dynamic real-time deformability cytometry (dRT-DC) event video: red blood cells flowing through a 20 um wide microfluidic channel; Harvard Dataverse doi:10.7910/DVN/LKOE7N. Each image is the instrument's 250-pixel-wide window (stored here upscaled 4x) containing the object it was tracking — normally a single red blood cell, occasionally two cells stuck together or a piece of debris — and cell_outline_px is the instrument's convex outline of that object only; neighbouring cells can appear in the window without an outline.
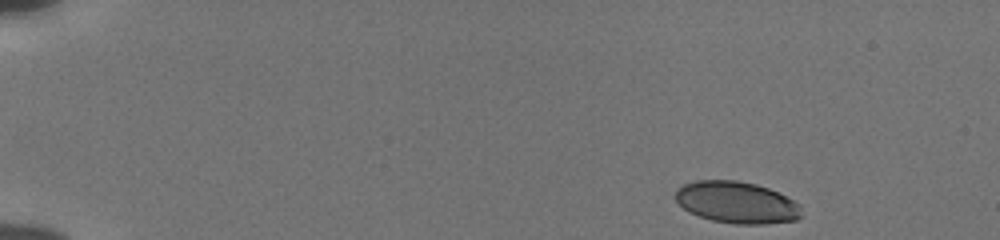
{"species": "human", "species_latin": "Homo sapiens", "temperature_condition": "cold", "stored_images_in_passage": 49, "camera_frame_rate_fps": 3000, "um_per_image_px": 0.085, "donor": {"sex": "male"}, "frame": {"image": 1, "passage_image": 1, "time_ms": 0.0, "image_size_px": [1000, 240], "cell_outline_px": [[804, 216], [796, 220], [764, 224], [736, 224], [712, 220], [688, 212], [672, 196], [684, 184], [696, 180], [736, 180], [756, 184], [768, 188], [800, 204]], "centroid_in_image_um": [62.63, 17.21], "position_along_channel_um": 22.4, "area_um2": 30.69}}
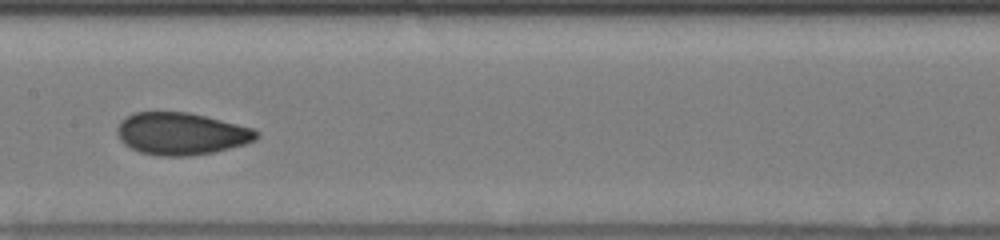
{"frame": {"image": 2, "passage_image": 24, "time_ms": 7.667, "image_size_px": [1000, 240], "cell_outline_px": [[260, 136], [256, 140], [244, 144], [212, 152], [188, 156], [160, 156], [140, 152], [124, 144], [120, 140], [116, 132], [116, 128], [120, 120], [136, 112], [188, 112], [252, 128], [260, 132]], "centroid_in_image_um": [15.38, 11.36], "position_along_channel_um": 192.0, "area_um2": 34.1}}
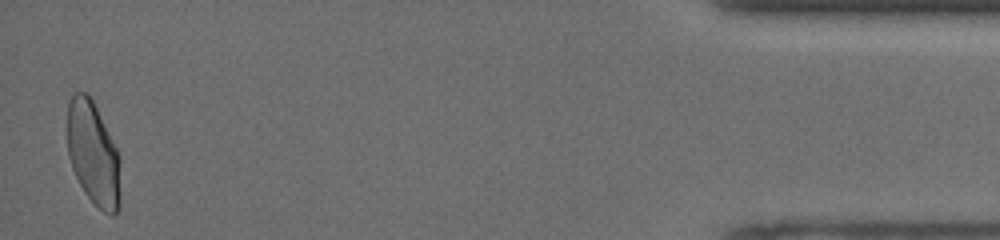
{"frame": {"image": 3, "passage_image": 48, "time_ms": 15.667, "image_size_px": [1000, 240], "cell_outline_px": [[120, 208], [112, 216], [104, 212], [84, 192], [72, 168], [68, 156], [68, 104], [72, 96], [76, 92], [88, 92], [120, 156]], "centroid_in_image_um": [7.94, 13.09], "position_along_channel_um": 427.3, "area_um2": 31.85}, "authors_computed_cell_mechanics": {"area_um2": 33.0616, "velocity_mm_per_s": 3.8469, "shape_relaxation_time_tau1_ms": 4.4788, "shape_relaxation_time_tau2_ms": 0.8753, "deformation_change_tau1": 0.1512, "deformation_change_tau2": 0.0493}}